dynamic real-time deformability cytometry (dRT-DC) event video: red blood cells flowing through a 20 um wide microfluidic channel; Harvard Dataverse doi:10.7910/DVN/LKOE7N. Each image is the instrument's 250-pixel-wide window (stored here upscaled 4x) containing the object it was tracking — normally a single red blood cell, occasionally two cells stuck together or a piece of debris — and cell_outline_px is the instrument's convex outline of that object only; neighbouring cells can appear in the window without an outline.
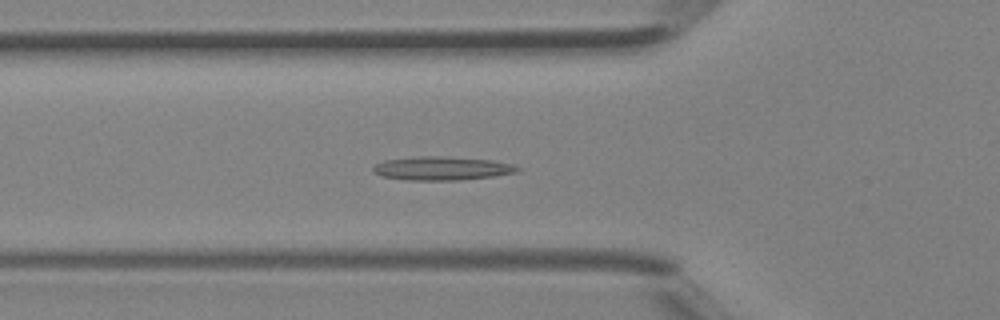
{"species": "Egyptian fruit bat (a non-hibernating species)", "species_latin": "Rousettus aegyptiacus", "temperature_condition": "room temperature", "stored_images_in_passage": 42, "camera_frame_rate_fps": 3000, "um_per_image_px": 0.085, "animal": {"sex": "female"}, "frame": {"image": 1, "passage_image": 15, "time_ms": 4.667, "image_size_px": [1000, 320], "cell_outline_px": [[520, 168], [516, 172], [492, 176], [460, 180], [408, 180], [380, 176], [372, 168], [376, 164], [384, 160], [416, 156], [444, 156], [492, 160], [516, 164]], "centroid_in_image_um": [37.57, 14.3], "position_along_channel_um": 88.2, "area_um2": 19.88}}
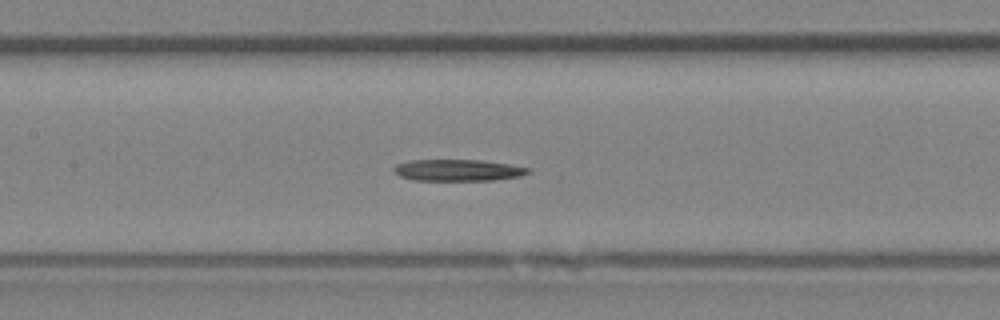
{"frame": {"image": 2, "passage_image": 20, "time_ms": 6.333, "image_size_px": [1000, 320], "cell_outline_px": [[532, 172], [520, 176], [492, 180], [412, 180], [400, 176], [392, 168], [396, 164], [408, 160], [480, 160], [508, 164], [532, 168]], "centroid_in_image_um": [38.94, 14.46], "position_along_channel_um": 168.5, "area_um2": 16.88}}
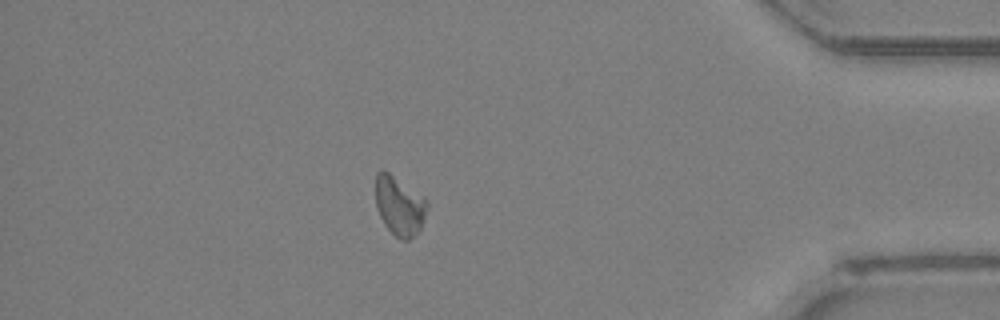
{"frame": {"image": 3, "passage_image": 37, "time_ms": 12.0, "image_size_px": [1000, 320], "cell_outline_px": [[428, 208], [420, 228], [408, 240], [400, 240], [384, 224], [380, 216], [376, 204], [376, 172], [380, 168], [384, 168], [424, 196], [428, 200]], "centroid_in_image_um": [33.95, 17.43], "position_along_channel_um": 401.2, "area_um2": 17.92}}